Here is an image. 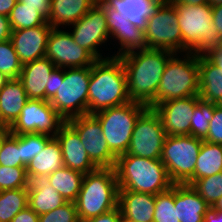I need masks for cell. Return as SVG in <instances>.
<instances>
[{
	"label": "cell",
	"instance_id": "1",
	"mask_svg": "<svg viewBox=\"0 0 222 222\" xmlns=\"http://www.w3.org/2000/svg\"><path fill=\"white\" fill-rule=\"evenodd\" d=\"M174 54L164 49L146 48L119 57L131 101L149 106L155 100L165 66Z\"/></svg>",
	"mask_w": 222,
	"mask_h": 222
},
{
	"label": "cell",
	"instance_id": "2",
	"mask_svg": "<svg viewBox=\"0 0 222 222\" xmlns=\"http://www.w3.org/2000/svg\"><path fill=\"white\" fill-rule=\"evenodd\" d=\"M126 73L119 57H106L91 65L88 114L130 102Z\"/></svg>",
	"mask_w": 222,
	"mask_h": 222
},
{
	"label": "cell",
	"instance_id": "3",
	"mask_svg": "<svg viewBox=\"0 0 222 222\" xmlns=\"http://www.w3.org/2000/svg\"><path fill=\"white\" fill-rule=\"evenodd\" d=\"M114 169L119 190L156 195L174 185L161 159L121 155L116 158Z\"/></svg>",
	"mask_w": 222,
	"mask_h": 222
},
{
	"label": "cell",
	"instance_id": "4",
	"mask_svg": "<svg viewBox=\"0 0 222 222\" xmlns=\"http://www.w3.org/2000/svg\"><path fill=\"white\" fill-rule=\"evenodd\" d=\"M177 12V20L182 33L183 52L206 55L217 48L221 39L213 27L212 7L207 4L185 5L171 3Z\"/></svg>",
	"mask_w": 222,
	"mask_h": 222
},
{
	"label": "cell",
	"instance_id": "5",
	"mask_svg": "<svg viewBox=\"0 0 222 222\" xmlns=\"http://www.w3.org/2000/svg\"><path fill=\"white\" fill-rule=\"evenodd\" d=\"M119 185L114 168H98L84 174L75 201L80 222L118 207Z\"/></svg>",
	"mask_w": 222,
	"mask_h": 222
},
{
	"label": "cell",
	"instance_id": "6",
	"mask_svg": "<svg viewBox=\"0 0 222 222\" xmlns=\"http://www.w3.org/2000/svg\"><path fill=\"white\" fill-rule=\"evenodd\" d=\"M185 56L181 59L174 54L168 60L150 109L173 99L199 96L198 55L187 52Z\"/></svg>",
	"mask_w": 222,
	"mask_h": 222
},
{
	"label": "cell",
	"instance_id": "7",
	"mask_svg": "<svg viewBox=\"0 0 222 222\" xmlns=\"http://www.w3.org/2000/svg\"><path fill=\"white\" fill-rule=\"evenodd\" d=\"M148 108L143 103L130 101L93 114L99 120L108 147L116 158L128 151L135 124Z\"/></svg>",
	"mask_w": 222,
	"mask_h": 222
},
{
	"label": "cell",
	"instance_id": "8",
	"mask_svg": "<svg viewBox=\"0 0 222 222\" xmlns=\"http://www.w3.org/2000/svg\"><path fill=\"white\" fill-rule=\"evenodd\" d=\"M90 77L91 66L64 70V79H59L58 92L49 103L65 121L88 114Z\"/></svg>",
	"mask_w": 222,
	"mask_h": 222
},
{
	"label": "cell",
	"instance_id": "9",
	"mask_svg": "<svg viewBox=\"0 0 222 222\" xmlns=\"http://www.w3.org/2000/svg\"><path fill=\"white\" fill-rule=\"evenodd\" d=\"M202 142L192 135L166 136L161 161L174 184H189L193 180Z\"/></svg>",
	"mask_w": 222,
	"mask_h": 222
},
{
	"label": "cell",
	"instance_id": "10",
	"mask_svg": "<svg viewBox=\"0 0 222 222\" xmlns=\"http://www.w3.org/2000/svg\"><path fill=\"white\" fill-rule=\"evenodd\" d=\"M144 33L147 49H164L175 54L183 51L177 12L174 5L167 1L149 17Z\"/></svg>",
	"mask_w": 222,
	"mask_h": 222
},
{
	"label": "cell",
	"instance_id": "11",
	"mask_svg": "<svg viewBox=\"0 0 222 222\" xmlns=\"http://www.w3.org/2000/svg\"><path fill=\"white\" fill-rule=\"evenodd\" d=\"M65 122L49 101L29 99L9 130L18 135L37 133L55 137Z\"/></svg>",
	"mask_w": 222,
	"mask_h": 222
},
{
	"label": "cell",
	"instance_id": "12",
	"mask_svg": "<svg viewBox=\"0 0 222 222\" xmlns=\"http://www.w3.org/2000/svg\"><path fill=\"white\" fill-rule=\"evenodd\" d=\"M160 116L148 108L137 120L133 129L130 146L124 155L149 159H161L166 138Z\"/></svg>",
	"mask_w": 222,
	"mask_h": 222
},
{
	"label": "cell",
	"instance_id": "13",
	"mask_svg": "<svg viewBox=\"0 0 222 222\" xmlns=\"http://www.w3.org/2000/svg\"><path fill=\"white\" fill-rule=\"evenodd\" d=\"M66 122L78 133L81 144L98 168H114L116 157L108 147L99 120L93 114L73 117Z\"/></svg>",
	"mask_w": 222,
	"mask_h": 222
},
{
	"label": "cell",
	"instance_id": "14",
	"mask_svg": "<svg viewBox=\"0 0 222 222\" xmlns=\"http://www.w3.org/2000/svg\"><path fill=\"white\" fill-rule=\"evenodd\" d=\"M52 28L48 37L46 57L60 68L91 66L97 59L73 40L70 32Z\"/></svg>",
	"mask_w": 222,
	"mask_h": 222
},
{
	"label": "cell",
	"instance_id": "15",
	"mask_svg": "<svg viewBox=\"0 0 222 222\" xmlns=\"http://www.w3.org/2000/svg\"><path fill=\"white\" fill-rule=\"evenodd\" d=\"M70 32L73 40L79 46L88 50L97 60L105 59L98 46L110 38L107 27L106 13L100 5H94L80 20L71 24Z\"/></svg>",
	"mask_w": 222,
	"mask_h": 222
},
{
	"label": "cell",
	"instance_id": "16",
	"mask_svg": "<svg viewBox=\"0 0 222 222\" xmlns=\"http://www.w3.org/2000/svg\"><path fill=\"white\" fill-rule=\"evenodd\" d=\"M199 100V96H190L159 103L153 108L160 116L167 136L191 135L190 121Z\"/></svg>",
	"mask_w": 222,
	"mask_h": 222
},
{
	"label": "cell",
	"instance_id": "17",
	"mask_svg": "<svg viewBox=\"0 0 222 222\" xmlns=\"http://www.w3.org/2000/svg\"><path fill=\"white\" fill-rule=\"evenodd\" d=\"M52 28L47 23L33 28L12 30L10 40L22 65L46 56Z\"/></svg>",
	"mask_w": 222,
	"mask_h": 222
},
{
	"label": "cell",
	"instance_id": "18",
	"mask_svg": "<svg viewBox=\"0 0 222 222\" xmlns=\"http://www.w3.org/2000/svg\"><path fill=\"white\" fill-rule=\"evenodd\" d=\"M106 13L107 27L110 37L119 40L121 45L114 57H120L132 51L146 49L147 43L144 30L133 25L127 18L112 8L100 5Z\"/></svg>",
	"mask_w": 222,
	"mask_h": 222
},
{
	"label": "cell",
	"instance_id": "19",
	"mask_svg": "<svg viewBox=\"0 0 222 222\" xmlns=\"http://www.w3.org/2000/svg\"><path fill=\"white\" fill-rule=\"evenodd\" d=\"M55 137L60 143L65 167L82 172L83 174L98 169L81 144L78 133L67 122L61 126Z\"/></svg>",
	"mask_w": 222,
	"mask_h": 222
},
{
	"label": "cell",
	"instance_id": "20",
	"mask_svg": "<svg viewBox=\"0 0 222 222\" xmlns=\"http://www.w3.org/2000/svg\"><path fill=\"white\" fill-rule=\"evenodd\" d=\"M28 206L41 215L62 206L67 201L50 184L48 175L27 174Z\"/></svg>",
	"mask_w": 222,
	"mask_h": 222
},
{
	"label": "cell",
	"instance_id": "21",
	"mask_svg": "<svg viewBox=\"0 0 222 222\" xmlns=\"http://www.w3.org/2000/svg\"><path fill=\"white\" fill-rule=\"evenodd\" d=\"M56 66L46 56L22 65L19 80L29 99L46 101L49 76Z\"/></svg>",
	"mask_w": 222,
	"mask_h": 222
},
{
	"label": "cell",
	"instance_id": "22",
	"mask_svg": "<svg viewBox=\"0 0 222 222\" xmlns=\"http://www.w3.org/2000/svg\"><path fill=\"white\" fill-rule=\"evenodd\" d=\"M174 203L180 222H204L211 208L189 184H174Z\"/></svg>",
	"mask_w": 222,
	"mask_h": 222
},
{
	"label": "cell",
	"instance_id": "23",
	"mask_svg": "<svg viewBox=\"0 0 222 222\" xmlns=\"http://www.w3.org/2000/svg\"><path fill=\"white\" fill-rule=\"evenodd\" d=\"M118 207L122 217L132 222H153L155 195L119 190Z\"/></svg>",
	"mask_w": 222,
	"mask_h": 222
},
{
	"label": "cell",
	"instance_id": "24",
	"mask_svg": "<svg viewBox=\"0 0 222 222\" xmlns=\"http://www.w3.org/2000/svg\"><path fill=\"white\" fill-rule=\"evenodd\" d=\"M165 0H108L103 4L119 12L136 27L145 30L149 17Z\"/></svg>",
	"mask_w": 222,
	"mask_h": 222
},
{
	"label": "cell",
	"instance_id": "25",
	"mask_svg": "<svg viewBox=\"0 0 222 222\" xmlns=\"http://www.w3.org/2000/svg\"><path fill=\"white\" fill-rule=\"evenodd\" d=\"M92 0H51L47 22L53 27L76 23L92 7Z\"/></svg>",
	"mask_w": 222,
	"mask_h": 222
},
{
	"label": "cell",
	"instance_id": "26",
	"mask_svg": "<svg viewBox=\"0 0 222 222\" xmlns=\"http://www.w3.org/2000/svg\"><path fill=\"white\" fill-rule=\"evenodd\" d=\"M199 98L217 103L222 97V70L205 55H198Z\"/></svg>",
	"mask_w": 222,
	"mask_h": 222
},
{
	"label": "cell",
	"instance_id": "27",
	"mask_svg": "<svg viewBox=\"0 0 222 222\" xmlns=\"http://www.w3.org/2000/svg\"><path fill=\"white\" fill-rule=\"evenodd\" d=\"M29 100L22 82L10 79L0 89V113L3 121L10 127L21 113Z\"/></svg>",
	"mask_w": 222,
	"mask_h": 222
},
{
	"label": "cell",
	"instance_id": "28",
	"mask_svg": "<svg viewBox=\"0 0 222 222\" xmlns=\"http://www.w3.org/2000/svg\"><path fill=\"white\" fill-rule=\"evenodd\" d=\"M62 149L56 137H52L45 145L43 151L36 155L26 166L27 174L50 175L62 168Z\"/></svg>",
	"mask_w": 222,
	"mask_h": 222
},
{
	"label": "cell",
	"instance_id": "29",
	"mask_svg": "<svg viewBox=\"0 0 222 222\" xmlns=\"http://www.w3.org/2000/svg\"><path fill=\"white\" fill-rule=\"evenodd\" d=\"M222 172V145L203 140L194 169L193 180Z\"/></svg>",
	"mask_w": 222,
	"mask_h": 222
},
{
	"label": "cell",
	"instance_id": "30",
	"mask_svg": "<svg viewBox=\"0 0 222 222\" xmlns=\"http://www.w3.org/2000/svg\"><path fill=\"white\" fill-rule=\"evenodd\" d=\"M51 186L64 197L66 201L75 202L84 177L82 172L63 166L48 175Z\"/></svg>",
	"mask_w": 222,
	"mask_h": 222
},
{
	"label": "cell",
	"instance_id": "31",
	"mask_svg": "<svg viewBox=\"0 0 222 222\" xmlns=\"http://www.w3.org/2000/svg\"><path fill=\"white\" fill-rule=\"evenodd\" d=\"M28 206V191L18 188L0 191V222H11L14 216Z\"/></svg>",
	"mask_w": 222,
	"mask_h": 222
},
{
	"label": "cell",
	"instance_id": "32",
	"mask_svg": "<svg viewBox=\"0 0 222 222\" xmlns=\"http://www.w3.org/2000/svg\"><path fill=\"white\" fill-rule=\"evenodd\" d=\"M8 18L12 30L33 28L48 23L39 7L25 6L20 1L16 2Z\"/></svg>",
	"mask_w": 222,
	"mask_h": 222
},
{
	"label": "cell",
	"instance_id": "33",
	"mask_svg": "<svg viewBox=\"0 0 222 222\" xmlns=\"http://www.w3.org/2000/svg\"><path fill=\"white\" fill-rule=\"evenodd\" d=\"M215 103L199 100L194 107L191 124V135L204 140L208 134L210 120L214 114Z\"/></svg>",
	"mask_w": 222,
	"mask_h": 222
},
{
	"label": "cell",
	"instance_id": "34",
	"mask_svg": "<svg viewBox=\"0 0 222 222\" xmlns=\"http://www.w3.org/2000/svg\"><path fill=\"white\" fill-rule=\"evenodd\" d=\"M189 185L212 207L222 196V172L192 180Z\"/></svg>",
	"mask_w": 222,
	"mask_h": 222
},
{
	"label": "cell",
	"instance_id": "35",
	"mask_svg": "<svg viewBox=\"0 0 222 222\" xmlns=\"http://www.w3.org/2000/svg\"><path fill=\"white\" fill-rule=\"evenodd\" d=\"M153 222H180L174 203V185L155 195Z\"/></svg>",
	"mask_w": 222,
	"mask_h": 222
},
{
	"label": "cell",
	"instance_id": "36",
	"mask_svg": "<svg viewBox=\"0 0 222 222\" xmlns=\"http://www.w3.org/2000/svg\"><path fill=\"white\" fill-rule=\"evenodd\" d=\"M22 64L11 40L0 42V71L10 79H18Z\"/></svg>",
	"mask_w": 222,
	"mask_h": 222
},
{
	"label": "cell",
	"instance_id": "37",
	"mask_svg": "<svg viewBox=\"0 0 222 222\" xmlns=\"http://www.w3.org/2000/svg\"><path fill=\"white\" fill-rule=\"evenodd\" d=\"M52 137L37 134V133H25L20 135V149H21V162L27 166V164L41 151H43L46 143Z\"/></svg>",
	"mask_w": 222,
	"mask_h": 222
},
{
	"label": "cell",
	"instance_id": "38",
	"mask_svg": "<svg viewBox=\"0 0 222 222\" xmlns=\"http://www.w3.org/2000/svg\"><path fill=\"white\" fill-rule=\"evenodd\" d=\"M0 165L5 167H26L21 162L20 135L10 133L0 149Z\"/></svg>",
	"mask_w": 222,
	"mask_h": 222
},
{
	"label": "cell",
	"instance_id": "39",
	"mask_svg": "<svg viewBox=\"0 0 222 222\" xmlns=\"http://www.w3.org/2000/svg\"><path fill=\"white\" fill-rule=\"evenodd\" d=\"M26 167H5L0 165V191L26 188Z\"/></svg>",
	"mask_w": 222,
	"mask_h": 222
},
{
	"label": "cell",
	"instance_id": "40",
	"mask_svg": "<svg viewBox=\"0 0 222 222\" xmlns=\"http://www.w3.org/2000/svg\"><path fill=\"white\" fill-rule=\"evenodd\" d=\"M39 222H80L75 202L67 201L55 210L39 215Z\"/></svg>",
	"mask_w": 222,
	"mask_h": 222
},
{
	"label": "cell",
	"instance_id": "41",
	"mask_svg": "<svg viewBox=\"0 0 222 222\" xmlns=\"http://www.w3.org/2000/svg\"><path fill=\"white\" fill-rule=\"evenodd\" d=\"M204 141L222 145V107L216 103L208 134Z\"/></svg>",
	"mask_w": 222,
	"mask_h": 222
},
{
	"label": "cell",
	"instance_id": "42",
	"mask_svg": "<svg viewBox=\"0 0 222 222\" xmlns=\"http://www.w3.org/2000/svg\"><path fill=\"white\" fill-rule=\"evenodd\" d=\"M59 79H64V71L63 68L55 67L49 76L48 87H46V101H50L58 92Z\"/></svg>",
	"mask_w": 222,
	"mask_h": 222
},
{
	"label": "cell",
	"instance_id": "43",
	"mask_svg": "<svg viewBox=\"0 0 222 222\" xmlns=\"http://www.w3.org/2000/svg\"><path fill=\"white\" fill-rule=\"evenodd\" d=\"M121 216L119 207H116L106 213L83 222H120Z\"/></svg>",
	"mask_w": 222,
	"mask_h": 222
},
{
	"label": "cell",
	"instance_id": "44",
	"mask_svg": "<svg viewBox=\"0 0 222 222\" xmlns=\"http://www.w3.org/2000/svg\"><path fill=\"white\" fill-rule=\"evenodd\" d=\"M11 222H39V215L27 206L24 210L18 212Z\"/></svg>",
	"mask_w": 222,
	"mask_h": 222
},
{
	"label": "cell",
	"instance_id": "45",
	"mask_svg": "<svg viewBox=\"0 0 222 222\" xmlns=\"http://www.w3.org/2000/svg\"><path fill=\"white\" fill-rule=\"evenodd\" d=\"M25 6L39 7V11L47 18L50 11L51 0H18Z\"/></svg>",
	"mask_w": 222,
	"mask_h": 222
},
{
	"label": "cell",
	"instance_id": "46",
	"mask_svg": "<svg viewBox=\"0 0 222 222\" xmlns=\"http://www.w3.org/2000/svg\"><path fill=\"white\" fill-rule=\"evenodd\" d=\"M12 29L8 16L0 14V42L10 40Z\"/></svg>",
	"mask_w": 222,
	"mask_h": 222
},
{
	"label": "cell",
	"instance_id": "47",
	"mask_svg": "<svg viewBox=\"0 0 222 222\" xmlns=\"http://www.w3.org/2000/svg\"><path fill=\"white\" fill-rule=\"evenodd\" d=\"M213 27L222 37V5L212 7Z\"/></svg>",
	"mask_w": 222,
	"mask_h": 222
},
{
	"label": "cell",
	"instance_id": "48",
	"mask_svg": "<svg viewBox=\"0 0 222 222\" xmlns=\"http://www.w3.org/2000/svg\"><path fill=\"white\" fill-rule=\"evenodd\" d=\"M216 67L221 68L222 70V50L217 48L211 49L205 55Z\"/></svg>",
	"mask_w": 222,
	"mask_h": 222
},
{
	"label": "cell",
	"instance_id": "49",
	"mask_svg": "<svg viewBox=\"0 0 222 222\" xmlns=\"http://www.w3.org/2000/svg\"><path fill=\"white\" fill-rule=\"evenodd\" d=\"M18 0H0V14L9 16Z\"/></svg>",
	"mask_w": 222,
	"mask_h": 222
},
{
	"label": "cell",
	"instance_id": "50",
	"mask_svg": "<svg viewBox=\"0 0 222 222\" xmlns=\"http://www.w3.org/2000/svg\"><path fill=\"white\" fill-rule=\"evenodd\" d=\"M204 222H222V211L210 208L209 212L205 215Z\"/></svg>",
	"mask_w": 222,
	"mask_h": 222
},
{
	"label": "cell",
	"instance_id": "51",
	"mask_svg": "<svg viewBox=\"0 0 222 222\" xmlns=\"http://www.w3.org/2000/svg\"><path fill=\"white\" fill-rule=\"evenodd\" d=\"M168 3H183L185 5H202L207 4L208 0H165Z\"/></svg>",
	"mask_w": 222,
	"mask_h": 222
},
{
	"label": "cell",
	"instance_id": "52",
	"mask_svg": "<svg viewBox=\"0 0 222 222\" xmlns=\"http://www.w3.org/2000/svg\"><path fill=\"white\" fill-rule=\"evenodd\" d=\"M10 80L4 73L0 71V89Z\"/></svg>",
	"mask_w": 222,
	"mask_h": 222
},
{
	"label": "cell",
	"instance_id": "53",
	"mask_svg": "<svg viewBox=\"0 0 222 222\" xmlns=\"http://www.w3.org/2000/svg\"><path fill=\"white\" fill-rule=\"evenodd\" d=\"M10 134V130L9 128H6L1 134H0V149L2 146V143L4 141V139Z\"/></svg>",
	"mask_w": 222,
	"mask_h": 222
},
{
	"label": "cell",
	"instance_id": "54",
	"mask_svg": "<svg viewBox=\"0 0 222 222\" xmlns=\"http://www.w3.org/2000/svg\"><path fill=\"white\" fill-rule=\"evenodd\" d=\"M213 210L222 211V196L217 200V202L211 207Z\"/></svg>",
	"mask_w": 222,
	"mask_h": 222
},
{
	"label": "cell",
	"instance_id": "55",
	"mask_svg": "<svg viewBox=\"0 0 222 222\" xmlns=\"http://www.w3.org/2000/svg\"><path fill=\"white\" fill-rule=\"evenodd\" d=\"M211 7L222 5V0H208Z\"/></svg>",
	"mask_w": 222,
	"mask_h": 222
},
{
	"label": "cell",
	"instance_id": "56",
	"mask_svg": "<svg viewBox=\"0 0 222 222\" xmlns=\"http://www.w3.org/2000/svg\"><path fill=\"white\" fill-rule=\"evenodd\" d=\"M108 0H92L94 5H102L105 4Z\"/></svg>",
	"mask_w": 222,
	"mask_h": 222
},
{
	"label": "cell",
	"instance_id": "57",
	"mask_svg": "<svg viewBox=\"0 0 222 222\" xmlns=\"http://www.w3.org/2000/svg\"><path fill=\"white\" fill-rule=\"evenodd\" d=\"M9 126L6 123H0V134Z\"/></svg>",
	"mask_w": 222,
	"mask_h": 222
},
{
	"label": "cell",
	"instance_id": "58",
	"mask_svg": "<svg viewBox=\"0 0 222 222\" xmlns=\"http://www.w3.org/2000/svg\"><path fill=\"white\" fill-rule=\"evenodd\" d=\"M218 50H222V37L220 39V42H219V46L217 47Z\"/></svg>",
	"mask_w": 222,
	"mask_h": 222
},
{
	"label": "cell",
	"instance_id": "59",
	"mask_svg": "<svg viewBox=\"0 0 222 222\" xmlns=\"http://www.w3.org/2000/svg\"><path fill=\"white\" fill-rule=\"evenodd\" d=\"M120 222H132L121 216Z\"/></svg>",
	"mask_w": 222,
	"mask_h": 222
},
{
	"label": "cell",
	"instance_id": "60",
	"mask_svg": "<svg viewBox=\"0 0 222 222\" xmlns=\"http://www.w3.org/2000/svg\"><path fill=\"white\" fill-rule=\"evenodd\" d=\"M216 104H218L219 106L222 107V97H221V99Z\"/></svg>",
	"mask_w": 222,
	"mask_h": 222
},
{
	"label": "cell",
	"instance_id": "61",
	"mask_svg": "<svg viewBox=\"0 0 222 222\" xmlns=\"http://www.w3.org/2000/svg\"><path fill=\"white\" fill-rule=\"evenodd\" d=\"M0 123H5L2 119L1 113H0Z\"/></svg>",
	"mask_w": 222,
	"mask_h": 222
}]
</instances>
